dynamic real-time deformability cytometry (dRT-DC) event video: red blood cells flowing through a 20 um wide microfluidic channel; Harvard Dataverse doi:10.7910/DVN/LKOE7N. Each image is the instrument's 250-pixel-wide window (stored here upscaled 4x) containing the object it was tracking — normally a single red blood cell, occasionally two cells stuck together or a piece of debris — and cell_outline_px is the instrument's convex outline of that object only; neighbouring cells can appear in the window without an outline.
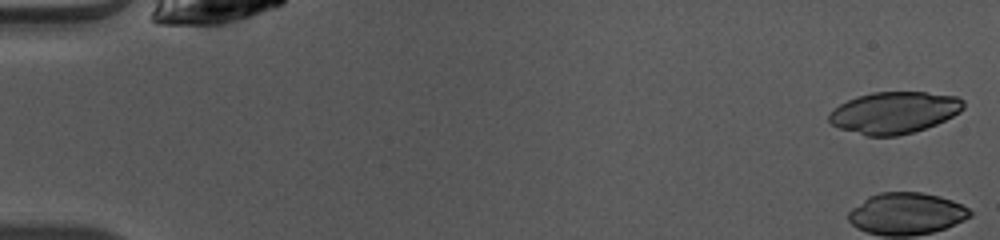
{"species": "common noctule bat (a hibernating species)", "species_latin": "Nyctalus noctula", "temperature_condition": "warm", "stored_images_in_passage": 9, "camera_frame_rate_fps": 3000, "um_per_image_px": 0.085, "animal": {"sex": "female", "body_mass_g": 10.0, "forearm_length_mm": 53.1}, "frame": {"image": 1, "passage_image": 1, "time_ms": 0.0, "image_size_px": [1000, 240], "cell_outline_px": [[964, 108], [960, 112], [936, 124], [912, 132], [896, 136], [864, 136], [840, 128], [832, 124], [828, 120], [828, 116], [840, 104], [848, 100], [872, 92], [924, 92], [956, 96], [964, 100]], "centroid_in_image_um": [76.02, 9.57], "position_along_channel_um": 9.0, "area_um2": 32.43}}